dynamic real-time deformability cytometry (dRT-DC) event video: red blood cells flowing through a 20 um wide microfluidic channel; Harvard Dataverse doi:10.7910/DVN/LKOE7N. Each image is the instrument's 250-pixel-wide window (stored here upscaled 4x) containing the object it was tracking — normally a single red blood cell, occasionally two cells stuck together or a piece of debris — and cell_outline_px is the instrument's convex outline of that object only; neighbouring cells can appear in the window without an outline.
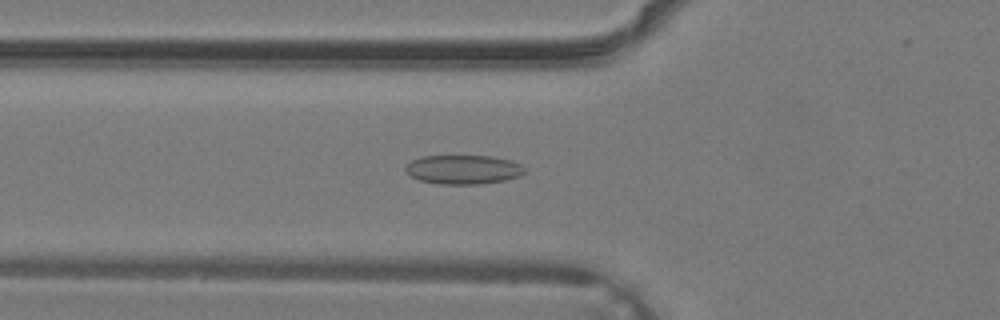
{"species": "common noctule bat (a hibernating species)", "species_latin": "Nyctalus noctula", "temperature_condition": "warm", "stored_images_in_passage": 39, "camera_frame_rate_fps": 3000, "um_per_image_px": 0.085, "animal": {"sex": "male", "body_mass_g": 19.2, "forearm_length_mm": 51.8}, "frame": {"image": 1, "passage_image": 15, "time_ms": 4.667, "image_size_px": [1000, 320], "cell_outline_px": [[524, 172], [520, 176], [504, 180], [480, 184], [440, 184], [420, 180], [412, 176], [404, 168], [412, 160], [420, 156], [492, 156], [512, 160], [520, 164], [524, 168]], "centroid_in_image_um": [39.4, 14.4], "position_along_channel_um": 86.4, "area_um2": 20.11}}
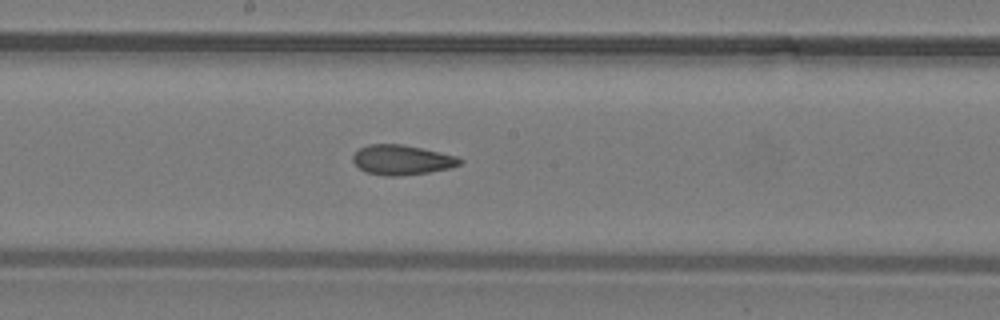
{"frame": {"image": 2, "passage_image": 22, "time_ms": 7.0, "image_size_px": [1000, 320], "cell_outline_px": [[464, 160], [460, 164], [448, 168], [428, 172], [392, 176], [388, 176], [368, 172], [360, 168], [352, 160], [352, 156], [360, 148], [368, 144], [400, 144], [440, 152], [456, 156]], "centroid_in_image_um": [34.15, 13.58], "position_along_channel_um": 214.0, "area_um2": 18.21}}
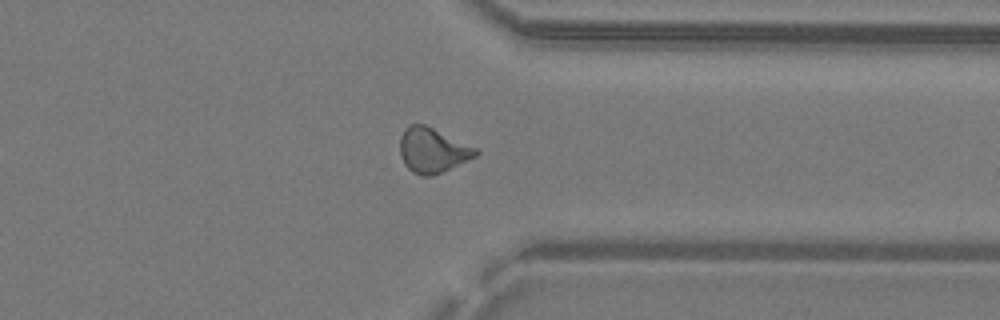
{"frame": {"image": 3, "passage_image": 31, "time_ms": 10.0, "image_size_px": [1000, 320], "cell_outline_px": [[480, 152], [476, 156], [432, 176], [420, 176], [412, 172], [404, 164], [400, 156], [400, 136], [404, 128], [408, 124], [424, 124], [476, 148]], "centroid_in_image_um": [36.72, 12.77], "position_along_channel_um": 374.7, "area_um2": 19.65}}